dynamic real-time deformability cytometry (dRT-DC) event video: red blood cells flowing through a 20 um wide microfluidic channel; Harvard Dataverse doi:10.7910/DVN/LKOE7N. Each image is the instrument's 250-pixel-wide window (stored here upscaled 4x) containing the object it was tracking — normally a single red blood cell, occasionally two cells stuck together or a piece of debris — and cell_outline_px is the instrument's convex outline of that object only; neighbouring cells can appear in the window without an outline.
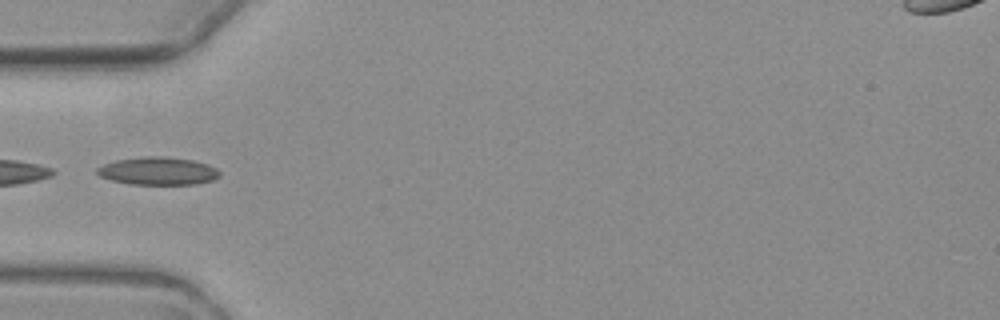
{"species": "common noctule bat (a hibernating species)", "species_latin": "Nyctalus noctula", "temperature_condition": "warm", "stored_images_in_passage": 4, "camera_frame_rate_fps": 3000, "um_per_image_px": 0.085, "animal": {"sex": "female", "body_mass_g": 19.3, "forearm_length_mm": 54.1}, "frame": {"image": 1, "passage_image": 4, "time_ms": 5.0, "image_size_px": [1000, 320], "cell_outline_px": [[220, 176], [212, 180], [196, 184], [128, 184], [112, 180], [100, 176], [96, 172], [96, 168], [104, 164], [116, 160], [144, 156], [164, 156], [192, 160], [208, 164], [216, 168], [220, 172]], "centroid_in_image_um": [13.43, 14.53], "position_along_channel_um": 71.6, "area_um2": 19.88}}